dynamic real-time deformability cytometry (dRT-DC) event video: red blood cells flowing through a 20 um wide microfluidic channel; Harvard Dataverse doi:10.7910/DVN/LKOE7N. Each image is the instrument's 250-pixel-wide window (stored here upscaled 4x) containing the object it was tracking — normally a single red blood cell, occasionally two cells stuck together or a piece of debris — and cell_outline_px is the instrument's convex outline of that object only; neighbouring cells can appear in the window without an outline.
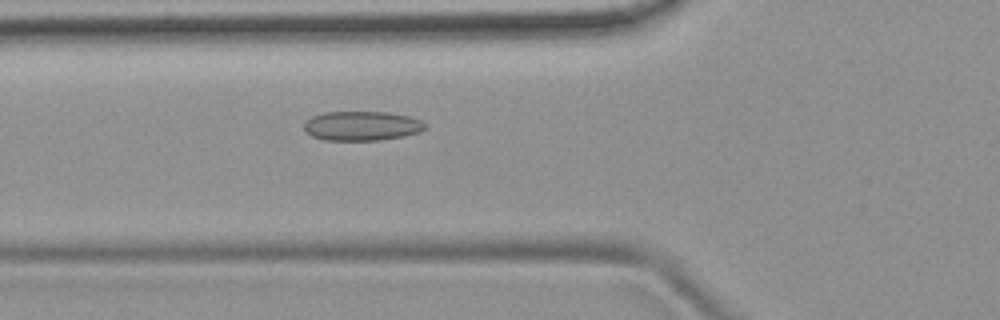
{"species": "common noctule bat (a hibernating species)", "species_latin": "Nyctalus noctula", "temperature_condition": "room temperature", "stored_images_in_passage": 54, "camera_frame_rate_fps": 3000, "um_per_image_px": 0.085, "animal": {"sex": "female", "body_mass_g": 19.9}, "frame": {"image": 1, "passage_image": 20, "time_ms": 6.333, "image_size_px": [1000, 320], "cell_outline_px": [[428, 128], [420, 132], [404, 136], [380, 140], [324, 140], [312, 136], [304, 132], [304, 124], [312, 116], [324, 112], [388, 112], [408, 116], [420, 120], [428, 124]], "centroid_in_image_um": [30.78, 10.7], "position_along_channel_um": 95.0, "area_um2": 20.92}}
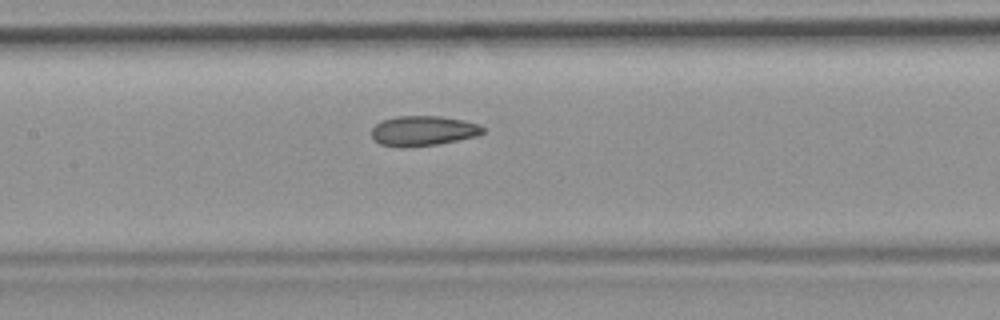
{"frame": {"image": 2, "passage_image": 26, "time_ms": 8.333, "image_size_px": [1000, 320], "cell_outline_px": [[484, 132], [476, 136], [436, 144], [404, 148], [400, 148], [380, 144], [372, 136], [372, 128], [376, 124], [384, 120], [396, 116], [440, 116], [464, 120], [480, 124], [484, 128]], "centroid_in_image_um": [35.97, 11.12], "position_along_channel_um": 171.4, "area_um2": 19.42}}
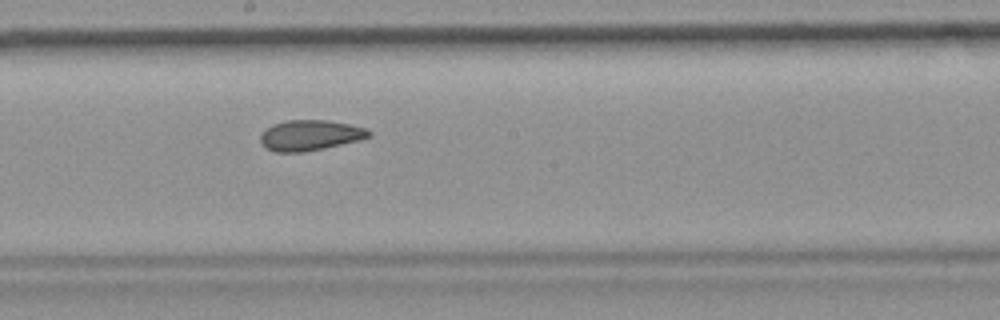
{"frame": {"image": 3, "passage_image": 30, "time_ms": 9.667, "image_size_px": [1000, 320], "cell_outline_px": [[372, 136], [360, 140], [324, 148], [304, 152], [276, 152], [264, 148], [260, 140], [260, 136], [272, 124], [288, 120], [328, 120], [368, 128], [372, 132]], "centroid_in_image_um": [26.39, 11.5], "position_along_channel_um": 221.8, "area_um2": 19.36}, "authors_computed_cell_mechanics": {"area_um2": 20.3745, "velocity_mm_per_s": 3.7998, "shape_relaxation_time_tau1_ms": null, "shape_relaxation_time_tau2_ms": 2.685, "deformation_change_tau1": null, "deformation_change_tau2": 0.0754}}